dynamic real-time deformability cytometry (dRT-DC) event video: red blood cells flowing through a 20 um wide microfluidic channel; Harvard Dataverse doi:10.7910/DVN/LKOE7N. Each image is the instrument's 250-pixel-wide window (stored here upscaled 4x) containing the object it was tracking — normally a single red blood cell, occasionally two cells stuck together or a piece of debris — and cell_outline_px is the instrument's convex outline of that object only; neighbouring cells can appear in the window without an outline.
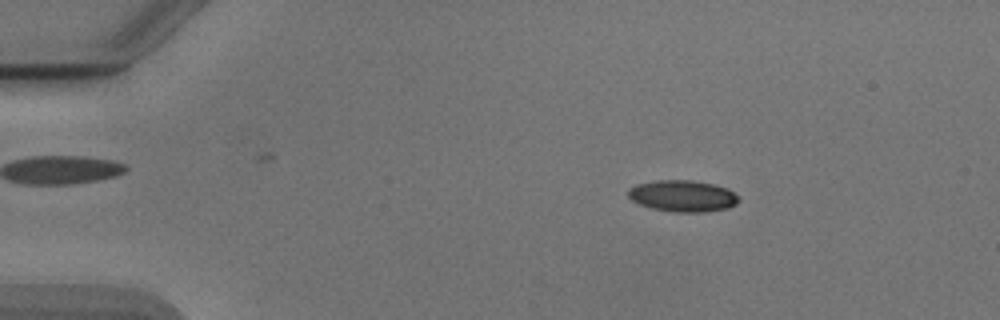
{"species": "Egyptian fruit bat (a non-hibernating species)", "species_latin": "Rousettus aegyptiacus", "temperature_condition": "cold", "stored_images_in_passage": 53, "camera_frame_rate_fps": 3000, "um_per_image_px": 0.085, "animal": {"sex": "male"}, "frame": {"image": 1, "passage_image": 9, "time_ms": 2.667, "image_size_px": [1000, 320], "cell_outline_px": [[740, 200], [736, 204], [728, 208], [704, 212], [676, 212], [652, 208], [640, 204], [632, 200], [628, 196], [628, 188], [636, 184], [656, 180], [692, 180], [712, 184], [728, 188], [740, 196]], "centroid_in_image_um": [58.05, 16.65], "position_along_channel_um": 26.9, "area_um2": 20.4}}
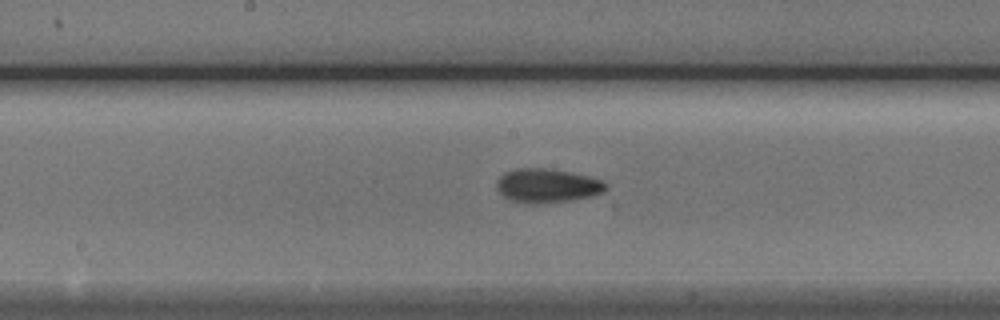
{"frame": {"image": 2, "passage_image": 28, "time_ms": 9.0, "image_size_px": [1000, 320], "cell_outline_px": [[608, 188], [592, 196], [572, 200], [544, 204], [524, 204], [508, 200], [496, 188], [496, 180], [504, 172], [520, 168], [544, 168], [568, 172], [588, 176], [600, 180], [608, 184]], "centroid_in_image_um": [46.46, 15.8], "position_along_channel_um": 201.7, "area_um2": 21.79}}
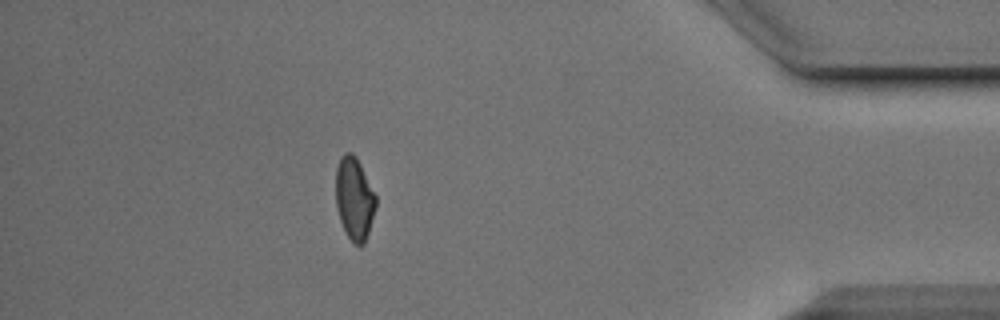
{"frame": {"image": 3, "passage_image": 47, "time_ms": 15.333, "image_size_px": [1000, 320], "cell_outline_px": [[376, 208], [364, 244], [360, 248], [352, 244], [340, 220], [336, 204], [336, 168], [340, 156], [344, 152], [352, 152], [356, 156], [376, 196]], "centroid_in_image_um": [30.11, 16.89], "position_along_channel_um": 405.1, "area_um2": 19.36}, "authors_computed_cell_mechanics": {"area_um2": 19.8254, "velocity_mm_per_s": 3.8984, "shape_relaxation_time_tau1_ms": 4.9364, "shape_relaxation_time_tau2_ms": 7.5391, "deformation_change_tau1": 0.1299, "deformation_change_tau2": 0.1171}}